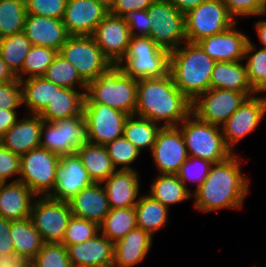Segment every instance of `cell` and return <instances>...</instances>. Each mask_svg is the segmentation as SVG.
<instances>
[{
    "label": "cell",
    "instance_id": "22",
    "mask_svg": "<svg viewBox=\"0 0 266 267\" xmlns=\"http://www.w3.org/2000/svg\"><path fill=\"white\" fill-rule=\"evenodd\" d=\"M32 45L42 46L60 51L70 36L62 19L27 14L24 31Z\"/></svg>",
    "mask_w": 266,
    "mask_h": 267
},
{
    "label": "cell",
    "instance_id": "49",
    "mask_svg": "<svg viewBox=\"0 0 266 267\" xmlns=\"http://www.w3.org/2000/svg\"><path fill=\"white\" fill-rule=\"evenodd\" d=\"M22 107L21 82L16 79L0 85V110H17Z\"/></svg>",
    "mask_w": 266,
    "mask_h": 267
},
{
    "label": "cell",
    "instance_id": "7",
    "mask_svg": "<svg viewBox=\"0 0 266 267\" xmlns=\"http://www.w3.org/2000/svg\"><path fill=\"white\" fill-rule=\"evenodd\" d=\"M58 53L76 68L86 84L106 74L113 67L92 35L69 36Z\"/></svg>",
    "mask_w": 266,
    "mask_h": 267
},
{
    "label": "cell",
    "instance_id": "56",
    "mask_svg": "<svg viewBox=\"0 0 266 267\" xmlns=\"http://www.w3.org/2000/svg\"><path fill=\"white\" fill-rule=\"evenodd\" d=\"M17 77L9 69L5 61L0 56V85L10 81H15Z\"/></svg>",
    "mask_w": 266,
    "mask_h": 267
},
{
    "label": "cell",
    "instance_id": "19",
    "mask_svg": "<svg viewBox=\"0 0 266 267\" xmlns=\"http://www.w3.org/2000/svg\"><path fill=\"white\" fill-rule=\"evenodd\" d=\"M109 10L94 0H67L62 23L70 36L93 35Z\"/></svg>",
    "mask_w": 266,
    "mask_h": 267
},
{
    "label": "cell",
    "instance_id": "2",
    "mask_svg": "<svg viewBox=\"0 0 266 267\" xmlns=\"http://www.w3.org/2000/svg\"><path fill=\"white\" fill-rule=\"evenodd\" d=\"M192 102L176 87L170 73L138 80L135 115L166 126H179L191 114Z\"/></svg>",
    "mask_w": 266,
    "mask_h": 267
},
{
    "label": "cell",
    "instance_id": "30",
    "mask_svg": "<svg viewBox=\"0 0 266 267\" xmlns=\"http://www.w3.org/2000/svg\"><path fill=\"white\" fill-rule=\"evenodd\" d=\"M10 236L15 253L26 262H30L44 244L30 217L11 221Z\"/></svg>",
    "mask_w": 266,
    "mask_h": 267
},
{
    "label": "cell",
    "instance_id": "53",
    "mask_svg": "<svg viewBox=\"0 0 266 267\" xmlns=\"http://www.w3.org/2000/svg\"><path fill=\"white\" fill-rule=\"evenodd\" d=\"M17 110H0V138L17 122Z\"/></svg>",
    "mask_w": 266,
    "mask_h": 267
},
{
    "label": "cell",
    "instance_id": "28",
    "mask_svg": "<svg viewBox=\"0 0 266 267\" xmlns=\"http://www.w3.org/2000/svg\"><path fill=\"white\" fill-rule=\"evenodd\" d=\"M210 88L242 92L248 97L256 94L248 81L243 61L216 62L211 74Z\"/></svg>",
    "mask_w": 266,
    "mask_h": 267
},
{
    "label": "cell",
    "instance_id": "15",
    "mask_svg": "<svg viewBox=\"0 0 266 267\" xmlns=\"http://www.w3.org/2000/svg\"><path fill=\"white\" fill-rule=\"evenodd\" d=\"M89 143L106 146L123 136L128 114L104 104H83Z\"/></svg>",
    "mask_w": 266,
    "mask_h": 267
},
{
    "label": "cell",
    "instance_id": "24",
    "mask_svg": "<svg viewBox=\"0 0 266 267\" xmlns=\"http://www.w3.org/2000/svg\"><path fill=\"white\" fill-rule=\"evenodd\" d=\"M43 121L39 115L35 114L18 119L0 138V143L19 156L39 148Z\"/></svg>",
    "mask_w": 266,
    "mask_h": 267
},
{
    "label": "cell",
    "instance_id": "16",
    "mask_svg": "<svg viewBox=\"0 0 266 267\" xmlns=\"http://www.w3.org/2000/svg\"><path fill=\"white\" fill-rule=\"evenodd\" d=\"M150 153L159 174H177L181 165L189 158L178 126L162 127Z\"/></svg>",
    "mask_w": 266,
    "mask_h": 267
},
{
    "label": "cell",
    "instance_id": "32",
    "mask_svg": "<svg viewBox=\"0 0 266 267\" xmlns=\"http://www.w3.org/2000/svg\"><path fill=\"white\" fill-rule=\"evenodd\" d=\"M150 185L147 194L170 209L171 205L192 198V193L176 174H159Z\"/></svg>",
    "mask_w": 266,
    "mask_h": 267
},
{
    "label": "cell",
    "instance_id": "38",
    "mask_svg": "<svg viewBox=\"0 0 266 267\" xmlns=\"http://www.w3.org/2000/svg\"><path fill=\"white\" fill-rule=\"evenodd\" d=\"M43 77L57 86L71 89L79 88L84 94L86 93L87 84L81 79L76 68L59 53L46 69Z\"/></svg>",
    "mask_w": 266,
    "mask_h": 267
},
{
    "label": "cell",
    "instance_id": "55",
    "mask_svg": "<svg viewBox=\"0 0 266 267\" xmlns=\"http://www.w3.org/2000/svg\"><path fill=\"white\" fill-rule=\"evenodd\" d=\"M207 0H169V2L180 12L186 14L189 10L196 8Z\"/></svg>",
    "mask_w": 266,
    "mask_h": 267
},
{
    "label": "cell",
    "instance_id": "34",
    "mask_svg": "<svg viewBox=\"0 0 266 267\" xmlns=\"http://www.w3.org/2000/svg\"><path fill=\"white\" fill-rule=\"evenodd\" d=\"M137 227L149 232L152 236L167 226L169 208L151 198L148 194H142L134 207Z\"/></svg>",
    "mask_w": 266,
    "mask_h": 267
},
{
    "label": "cell",
    "instance_id": "18",
    "mask_svg": "<svg viewBox=\"0 0 266 267\" xmlns=\"http://www.w3.org/2000/svg\"><path fill=\"white\" fill-rule=\"evenodd\" d=\"M94 182L76 153L60 156L55 187L48 197L68 202L82 189Z\"/></svg>",
    "mask_w": 266,
    "mask_h": 267
},
{
    "label": "cell",
    "instance_id": "8",
    "mask_svg": "<svg viewBox=\"0 0 266 267\" xmlns=\"http://www.w3.org/2000/svg\"><path fill=\"white\" fill-rule=\"evenodd\" d=\"M86 143H89L88 128L83 112L75 117L43 121L40 147L63 156L74 154Z\"/></svg>",
    "mask_w": 266,
    "mask_h": 267
},
{
    "label": "cell",
    "instance_id": "9",
    "mask_svg": "<svg viewBox=\"0 0 266 267\" xmlns=\"http://www.w3.org/2000/svg\"><path fill=\"white\" fill-rule=\"evenodd\" d=\"M60 156L39 147L20 156V178L36 196H48L55 187Z\"/></svg>",
    "mask_w": 266,
    "mask_h": 267
},
{
    "label": "cell",
    "instance_id": "41",
    "mask_svg": "<svg viewBox=\"0 0 266 267\" xmlns=\"http://www.w3.org/2000/svg\"><path fill=\"white\" fill-rule=\"evenodd\" d=\"M58 51L48 47L32 45L22 67V80L43 76Z\"/></svg>",
    "mask_w": 266,
    "mask_h": 267
},
{
    "label": "cell",
    "instance_id": "23",
    "mask_svg": "<svg viewBox=\"0 0 266 267\" xmlns=\"http://www.w3.org/2000/svg\"><path fill=\"white\" fill-rule=\"evenodd\" d=\"M139 177L136 170H116L102 182L111 209L135 207L141 196Z\"/></svg>",
    "mask_w": 266,
    "mask_h": 267
},
{
    "label": "cell",
    "instance_id": "4",
    "mask_svg": "<svg viewBox=\"0 0 266 267\" xmlns=\"http://www.w3.org/2000/svg\"><path fill=\"white\" fill-rule=\"evenodd\" d=\"M138 81L113 66L106 74L87 84L84 104H104L135 115Z\"/></svg>",
    "mask_w": 266,
    "mask_h": 267
},
{
    "label": "cell",
    "instance_id": "21",
    "mask_svg": "<svg viewBox=\"0 0 266 267\" xmlns=\"http://www.w3.org/2000/svg\"><path fill=\"white\" fill-rule=\"evenodd\" d=\"M72 267H112L114 243L101 232L80 244L67 247Z\"/></svg>",
    "mask_w": 266,
    "mask_h": 267
},
{
    "label": "cell",
    "instance_id": "37",
    "mask_svg": "<svg viewBox=\"0 0 266 267\" xmlns=\"http://www.w3.org/2000/svg\"><path fill=\"white\" fill-rule=\"evenodd\" d=\"M137 227L134 207L115 208L109 210L100 224V232L113 243L122 239Z\"/></svg>",
    "mask_w": 266,
    "mask_h": 267
},
{
    "label": "cell",
    "instance_id": "48",
    "mask_svg": "<svg viewBox=\"0 0 266 267\" xmlns=\"http://www.w3.org/2000/svg\"><path fill=\"white\" fill-rule=\"evenodd\" d=\"M16 175L19 176L11 181H19L20 156L14 154L0 143V182H9V178Z\"/></svg>",
    "mask_w": 266,
    "mask_h": 267
},
{
    "label": "cell",
    "instance_id": "42",
    "mask_svg": "<svg viewBox=\"0 0 266 267\" xmlns=\"http://www.w3.org/2000/svg\"><path fill=\"white\" fill-rule=\"evenodd\" d=\"M105 147L116 170H136L132 163H135L141 151L124 136L111 141Z\"/></svg>",
    "mask_w": 266,
    "mask_h": 267
},
{
    "label": "cell",
    "instance_id": "13",
    "mask_svg": "<svg viewBox=\"0 0 266 267\" xmlns=\"http://www.w3.org/2000/svg\"><path fill=\"white\" fill-rule=\"evenodd\" d=\"M247 97L242 92L209 88L192 101L191 113L201 121L221 127Z\"/></svg>",
    "mask_w": 266,
    "mask_h": 267
},
{
    "label": "cell",
    "instance_id": "27",
    "mask_svg": "<svg viewBox=\"0 0 266 267\" xmlns=\"http://www.w3.org/2000/svg\"><path fill=\"white\" fill-rule=\"evenodd\" d=\"M153 244V236L136 227L114 243L112 267H134L146 259Z\"/></svg>",
    "mask_w": 266,
    "mask_h": 267
},
{
    "label": "cell",
    "instance_id": "11",
    "mask_svg": "<svg viewBox=\"0 0 266 267\" xmlns=\"http://www.w3.org/2000/svg\"><path fill=\"white\" fill-rule=\"evenodd\" d=\"M236 23L222 0H207L185 14L187 42L221 33Z\"/></svg>",
    "mask_w": 266,
    "mask_h": 267
},
{
    "label": "cell",
    "instance_id": "10",
    "mask_svg": "<svg viewBox=\"0 0 266 267\" xmlns=\"http://www.w3.org/2000/svg\"><path fill=\"white\" fill-rule=\"evenodd\" d=\"M151 28L149 36L169 52L187 41L185 35V14L178 11L169 0H154L147 9Z\"/></svg>",
    "mask_w": 266,
    "mask_h": 267
},
{
    "label": "cell",
    "instance_id": "12",
    "mask_svg": "<svg viewBox=\"0 0 266 267\" xmlns=\"http://www.w3.org/2000/svg\"><path fill=\"white\" fill-rule=\"evenodd\" d=\"M71 216L68 202L37 196L30 218L44 243H61Z\"/></svg>",
    "mask_w": 266,
    "mask_h": 267
},
{
    "label": "cell",
    "instance_id": "39",
    "mask_svg": "<svg viewBox=\"0 0 266 267\" xmlns=\"http://www.w3.org/2000/svg\"><path fill=\"white\" fill-rule=\"evenodd\" d=\"M25 0H0V38L24 31Z\"/></svg>",
    "mask_w": 266,
    "mask_h": 267
},
{
    "label": "cell",
    "instance_id": "33",
    "mask_svg": "<svg viewBox=\"0 0 266 267\" xmlns=\"http://www.w3.org/2000/svg\"><path fill=\"white\" fill-rule=\"evenodd\" d=\"M22 105L28 114L39 115L52 100L55 94V84L43 76L21 80Z\"/></svg>",
    "mask_w": 266,
    "mask_h": 267
},
{
    "label": "cell",
    "instance_id": "25",
    "mask_svg": "<svg viewBox=\"0 0 266 267\" xmlns=\"http://www.w3.org/2000/svg\"><path fill=\"white\" fill-rule=\"evenodd\" d=\"M37 196L22 182H0V216L11 220L30 217Z\"/></svg>",
    "mask_w": 266,
    "mask_h": 267
},
{
    "label": "cell",
    "instance_id": "54",
    "mask_svg": "<svg viewBox=\"0 0 266 267\" xmlns=\"http://www.w3.org/2000/svg\"><path fill=\"white\" fill-rule=\"evenodd\" d=\"M27 262L16 253L0 255V267H22Z\"/></svg>",
    "mask_w": 266,
    "mask_h": 267
},
{
    "label": "cell",
    "instance_id": "43",
    "mask_svg": "<svg viewBox=\"0 0 266 267\" xmlns=\"http://www.w3.org/2000/svg\"><path fill=\"white\" fill-rule=\"evenodd\" d=\"M98 233H100V225L98 223L71 216L61 244L67 248L68 246L87 241Z\"/></svg>",
    "mask_w": 266,
    "mask_h": 267
},
{
    "label": "cell",
    "instance_id": "5",
    "mask_svg": "<svg viewBox=\"0 0 266 267\" xmlns=\"http://www.w3.org/2000/svg\"><path fill=\"white\" fill-rule=\"evenodd\" d=\"M135 80L169 74L170 52L148 36H132L124 58L116 65Z\"/></svg>",
    "mask_w": 266,
    "mask_h": 267
},
{
    "label": "cell",
    "instance_id": "40",
    "mask_svg": "<svg viewBox=\"0 0 266 267\" xmlns=\"http://www.w3.org/2000/svg\"><path fill=\"white\" fill-rule=\"evenodd\" d=\"M248 81L256 91L266 81V49L257 47L249 38L247 41L244 59Z\"/></svg>",
    "mask_w": 266,
    "mask_h": 267
},
{
    "label": "cell",
    "instance_id": "26",
    "mask_svg": "<svg viewBox=\"0 0 266 267\" xmlns=\"http://www.w3.org/2000/svg\"><path fill=\"white\" fill-rule=\"evenodd\" d=\"M72 216L94 221L99 225L109 213L108 198L102 183H93L68 201Z\"/></svg>",
    "mask_w": 266,
    "mask_h": 267
},
{
    "label": "cell",
    "instance_id": "36",
    "mask_svg": "<svg viewBox=\"0 0 266 267\" xmlns=\"http://www.w3.org/2000/svg\"><path fill=\"white\" fill-rule=\"evenodd\" d=\"M31 47L24 32L0 38V56L19 81L22 80L25 56Z\"/></svg>",
    "mask_w": 266,
    "mask_h": 267
},
{
    "label": "cell",
    "instance_id": "60",
    "mask_svg": "<svg viewBox=\"0 0 266 267\" xmlns=\"http://www.w3.org/2000/svg\"><path fill=\"white\" fill-rule=\"evenodd\" d=\"M22 267H33L32 264L30 262H27L25 265H23Z\"/></svg>",
    "mask_w": 266,
    "mask_h": 267
},
{
    "label": "cell",
    "instance_id": "20",
    "mask_svg": "<svg viewBox=\"0 0 266 267\" xmlns=\"http://www.w3.org/2000/svg\"><path fill=\"white\" fill-rule=\"evenodd\" d=\"M237 24L236 22L227 30L205 37L196 43L216 62L243 61L249 37L235 28Z\"/></svg>",
    "mask_w": 266,
    "mask_h": 267
},
{
    "label": "cell",
    "instance_id": "58",
    "mask_svg": "<svg viewBox=\"0 0 266 267\" xmlns=\"http://www.w3.org/2000/svg\"><path fill=\"white\" fill-rule=\"evenodd\" d=\"M97 3L102 4L104 7H106L108 10L112 7L114 0H94Z\"/></svg>",
    "mask_w": 266,
    "mask_h": 267
},
{
    "label": "cell",
    "instance_id": "35",
    "mask_svg": "<svg viewBox=\"0 0 266 267\" xmlns=\"http://www.w3.org/2000/svg\"><path fill=\"white\" fill-rule=\"evenodd\" d=\"M162 127L161 123L158 124L137 115H129L124 124L123 136L139 151L142 152V150L148 148L151 152Z\"/></svg>",
    "mask_w": 266,
    "mask_h": 267
},
{
    "label": "cell",
    "instance_id": "29",
    "mask_svg": "<svg viewBox=\"0 0 266 267\" xmlns=\"http://www.w3.org/2000/svg\"><path fill=\"white\" fill-rule=\"evenodd\" d=\"M84 98L85 94L79 89L64 88L55 84L54 97L39 116L45 122L75 117L83 112Z\"/></svg>",
    "mask_w": 266,
    "mask_h": 267
},
{
    "label": "cell",
    "instance_id": "59",
    "mask_svg": "<svg viewBox=\"0 0 266 267\" xmlns=\"http://www.w3.org/2000/svg\"><path fill=\"white\" fill-rule=\"evenodd\" d=\"M266 92V81L255 91L256 95Z\"/></svg>",
    "mask_w": 266,
    "mask_h": 267
},
{
    "label": "cell",
    "instance_id": "17",
    "mask_svg": "<svg viewBox=\"0 0 266 267\" xmlns=\"http://www.w3.org/2000/svg\"><path fill=\"white\" fill-rule=\"evenodd\" d=\"M92 36L113 66L124 58L132 37L124 18L111 14L98 24Z\"/></svg>",
    "mask_w": 266,
    "mask_h": 267
},
{
    "label": "cell",
    "instance_id": "47",
    "mask_svg": "<svg viewBox=\"0 0 266 267\" xmlns=\"http://www.w3.org/2000/svg\"><path fill=\"white\" fill-rule=\"evenodd\" d=\"M67 0H25L27 14L62 19Z\"/></svg>",
    "mask_w": 266,
    "mask_h": 267
},
{
    "label": "cell",
    "instance_id": "6",
    "mask_svg": "<svg viewBox=\"0 0 266 267\" xmlns=\"http://www.w3.org/2000/svg\"><path fill=\"white\" fill-rule=\"evenodd\" d=\"M188 155L211 163H219L233 153L225 145L222 128L190 114L179 126Z\"/></svg>",
    "mask_w": 266,
    "mask_h": 267
},
{
    "label": "cell",
    "instance_id": "14",
    "mask_svg": "<svg viewBox=\"0 0 266 267\" xmlns=\"http://www.w3.org/2000/svg\"><path fill=\"white\" fill-rule=\"evenodd\" d=\"M266 115L265 96L247 97L241 106L221 126L225 145L235 153L236 144L252 133Z\"/></svg>",
    "mask_w": 266,
    "mask_h": 267
},
{
    "label": "cell",
    "instance_id": "45",
    "mask_svg": "<svg viewBox=\"0 0 266 267\" xmlns=\"http://www.w3.org/2000/svg\"><path fill=\"white\" fill-rule=\"evenodd\" d=\"M213 163L208 160H203L197 157H190L181 165L178 173V178L184 183L186 188L193 194V191L187 187L190 182L196 183L195 191L200 184L206 179L209 170ZM189 182V183H188Z\"/></svg>",
    "mask_w": 266,
    "mask_h": 267
},
{
    "label": "cell",
    "instance_id": "3",
    "mask_svg": "<svg viewBox=\"0 0 266 267\" xmlns=\"http://www.w3.org/2000/svg\"><path fill=\"white\" fill-rule=\"evenodd\" d=\"M215 63L197 43L186 41L170 51L169 73L176 87L192 102L210 88Z\"/></svg>",
    "mask_w": 266,
    "mask_h": 267
},
{
    "label": "cell",
    "instance_id": "31",
    "mask_svg": "<svg viewBox=\"0 0 266 267\" xmlns=\"http://www.w3.org/2000/svg\"><path fill=\"white\" fill-rule=\"evenodd\" d=\"M75 153L81 159L94 183H102L116 171L105 146L86 143Z\"/></svg>",
    "mask_w": 266,
    "mask_h": 267
},
{
    "label": "cell",
    "instance_id": "46",
    "mask_svg": "<svg viewBox=\"0 0 266 267\" xmlns=\"http://www.w3.org/2000/svg\"><path fill=\"white\" fill-rule=\"evenodd\" d=\"M230 15L238 22V17L263 16L266 0H222Z\"/></svg>",
    "mask_w": 266,
    "mask_h": 267
},
{
    "label": "cell",
    "instance_id": "57",
    "mask_svg": "<svg viewBox=\"0 0 266 267\" xmlns=\"http://www.w3.org/2000/svg\"><path fill=\"white\" fill-rule=\"evenodd\" d=\"M256 29V35L260 41V45L262 47L260 48H263V49H266V19H263L262 20H258L257 22H255V25H254Z\"/></svg>",
    "mask_w": 266,
    "mask_h": 267
},
{
    "label": "cell",
    "instance_id": "52",
    "mask_svg": "<svg viewBox=\"0 0 266 267\" xmlns=\"http://www.w3.org/2000/svg\"><path fill=\"white\" fill-rule=\"evenodd\" d=\"M11 220L0 216V255L15 253L10 236Z\"/></svg>",
    "mask_w": 266,
    "mask_h": 267
},
{
    "label": "cell",
    "instance_id": "1",
    "mask_svg": "<svg viewBox=\"0 0 266 267\" xmlns=\"http://www.w3.org/2000/svg\"><path fill=\"white\" fill-rule=\"evenodd\" d=\"M239 157L235 152L224 161L212 164L206 179L193 191L195 210L208 213L243 208L250 183L242 173V157Z\"/></svg>",
    "mask_w": 266,
    "mask_h": 267
},
{
    "label": "cell",
    "instance_id": "50",
    "mask_svg": "<svg viewBox=\"0 0 266 267\" xmlns=\"http://www.w3.org/2000/svg\"><path fill=\"white\" fill-rule=\"evenodd\" d=\"M131 36H149L151 20L146 10L130 11L123 16Z\"/></svg>",
    "mask_w": 266,
    "mask_h": 267
},
{
    "label": "cell",
    "instance_id": "61",
    "mask_svg": "<svg viewBox=\"0 0 266 267\" xmlns=\"http://www.w3.org/2000/svg\"><path fill=\"white\" fill-rule=\"evenodd\" d=\"M264 14L266 15V3H265V10H264Z\"/></svg>",
    "mask_w": 266,
    "mask_h": 267
},
{
    "label": "cell",
    "instance_id": "44",
    "mask_svg": "<svg viewBox=\"0 0 266 267\" xmlns=\"http://www.w3.org/2000/svg\"><path fill=\"white\" fill-rule=\"evenodd\" d=\"M30 263L33 267H72L67 248L61 243H44Z\"/></svg>",
    "mask_w": 266,
    "mask_h": 267
},
{
    "label": "cell",
    "instance_id": "51",
    "mask_svg": "<svg viewBox=\"0 0 266 267\" xmlns=\"http://www.w3.org/2000/svg\"><path fill=\"white\" fill-rule=\"evenodd\" d=\"M154 0H114L109 14L123 17L130 11L146 10Z\"/></svg>",
    "mask_w": 266,
    "mask_h": 267
}]
</instances>
